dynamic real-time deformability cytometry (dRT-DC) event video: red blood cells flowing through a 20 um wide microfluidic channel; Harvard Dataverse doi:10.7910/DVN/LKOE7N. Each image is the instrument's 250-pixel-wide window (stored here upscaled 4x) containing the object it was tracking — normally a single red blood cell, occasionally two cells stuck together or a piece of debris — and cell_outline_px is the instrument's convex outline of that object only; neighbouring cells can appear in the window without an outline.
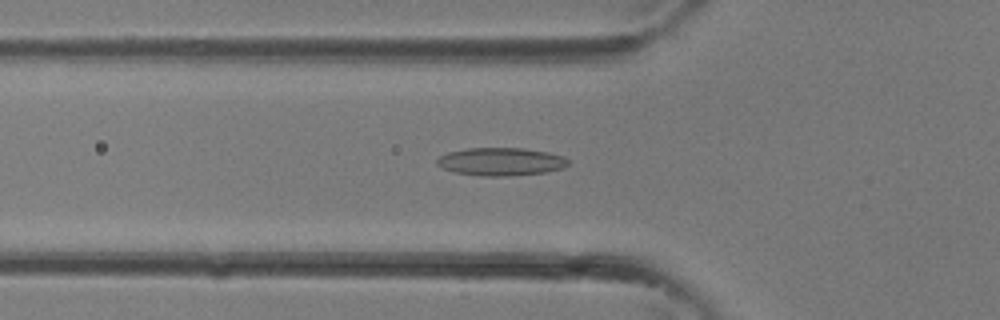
{"species": "common noctule bat (a hibernating species)", "species_latin": "Nyctalus noctula", "temperature_condition": "room temperature", "stored_images_in_passage": 29, "camera_frame_rate_fps": 3000, "um_per_image_px": 0.085, "animal": {"sex": "female"}, "frame": {"image": 1, "passage_image": 7, "time_ms": 2.0, "image_size_px": [1000, 320], "cell_outline_px": [[568, 164], [564, 168], [548, 172], [508, 176], [480, 176], [456, 172], [440, 168], [436, 164], [436, 160], [440, 156], [448, 152], [468, 148], [524, 148], [548, 152], [564, 156], [568, 160]], "centroid_in_image_um": [42.58, 13.74], "position_along_channel_um": 83.2, "area_um2": 21.56}}
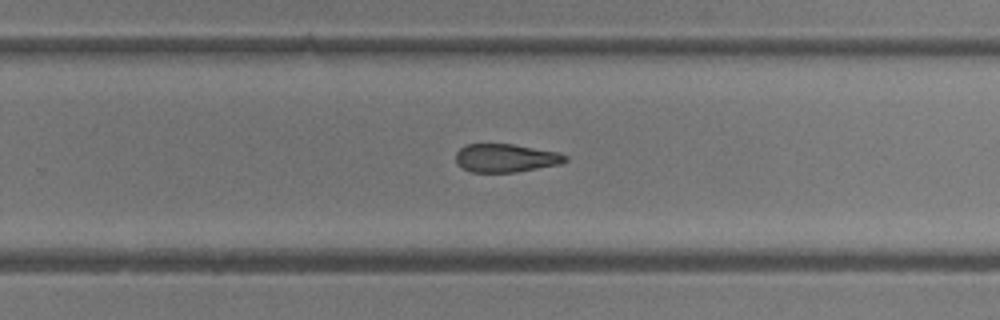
{"frame": {"image": 2, "passage_image": 17, "time_ms": 5.333, "image_size_px": [1000, 320], "cell_outline_px": [[568, 160], [560, 164], [516, 172], [472, 172], [456, 164], [456, 152], [464, 144], [512, 144], [560, 152], [568, 156]], "centroid_in_image_um": [43.0, 13.42], "position_along_channel_um": 286.8, "area_um2": 18.15}}
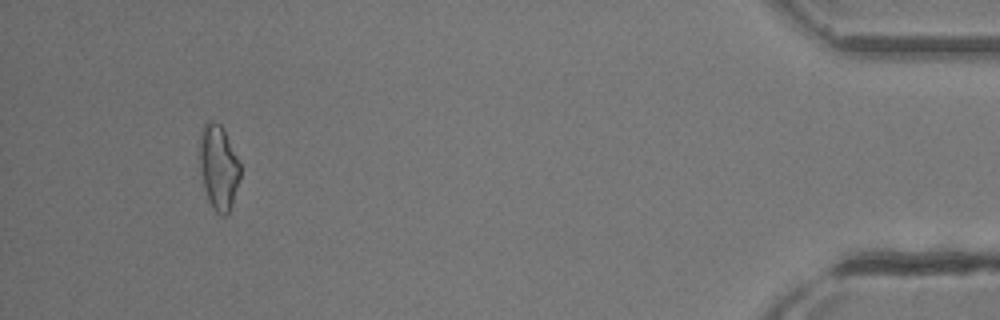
{"frame": {"image": 3, "passage_image": 27, "time_ms": 8.667, "image_size_px": [1000, 320], "cell_outline_px": [[240, 176], [232, 204], [228, 212], [224, 216], [220, 216], [212, 208], [208, 200], [200, 172], [200, 128], [208, 120], [212, 120], [220, 124], [240, 164]], "centroid_in_image_um": [18.55, 14.23], "position_along_channel_um": 416.6, "area_um2": 19.83}}